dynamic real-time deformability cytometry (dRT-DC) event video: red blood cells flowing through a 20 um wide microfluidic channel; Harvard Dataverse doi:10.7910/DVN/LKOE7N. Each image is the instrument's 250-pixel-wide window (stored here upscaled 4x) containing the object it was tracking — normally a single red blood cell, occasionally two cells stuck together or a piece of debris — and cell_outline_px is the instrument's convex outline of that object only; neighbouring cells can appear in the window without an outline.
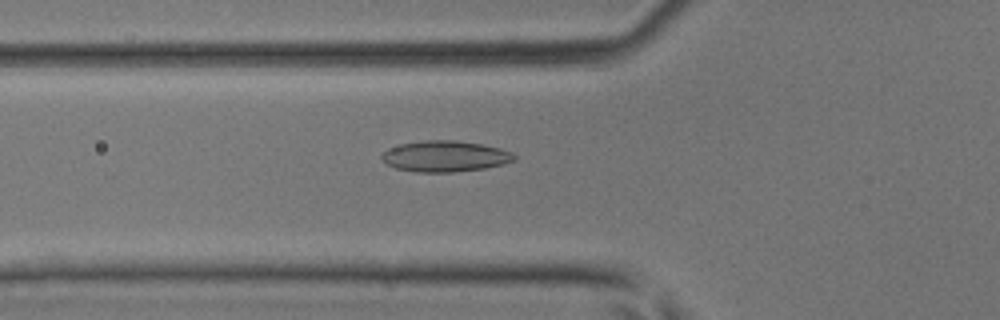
{"species": "common noctule bat (a hibernating species)", "species_latin": "Nyctalus noctula", "temperature_condition": "room temperature", "stored_images_in_passage": 30, "camera_frame_rate_fps": 3000, "um_per_image_px": 0.085, "animal": {"sex": "male", "body_mass_g": 17.9, "forearm_length_mm": 54.2}, "frame": {"image": 1, "passage_image": 2, "time_ms": 0.333, "image_size_px": [1000, 320], "cell_outline_px": [[516, 160], [504, 164], [484, 168], [452, 172], [416, 172], [396, 168], [380, 160], [380, 156], [388, 148], [400, 144], [428, 140], [456, 140], [480, 144], [500, 148], [512, 152], [516, 156]], "centroid_in_image_um": [37.83, 13.28], "position_along_channel_um": 88.0, "area_um2": 23.93}}
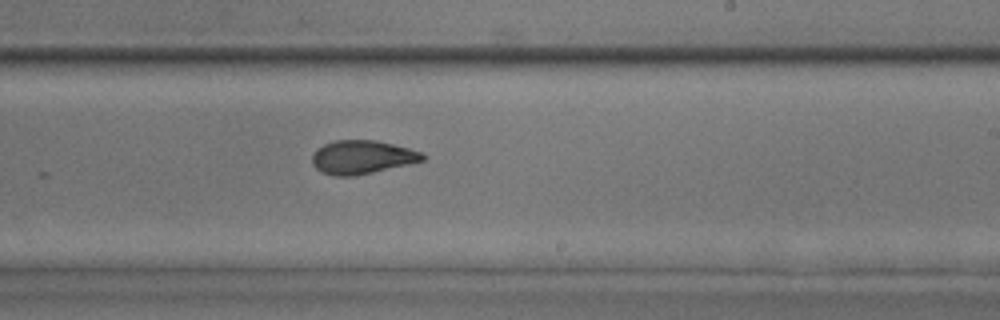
{"frame": {"image": 2, "passage_image": 13, "time_ms": 4.0, "image_size_px": [1000, 320], "cell_outline_px": [[424, 160], [408, 164], [356, 176], [332, 176], [320, 172], [312, 164], [312, 152], [316, 148], [332, 140], [376, 140], [408, 148], [420, 152], [424, 156]], "centroid_in_image_um": [30.69, 13.36], "position_along_channel_um": 258.3, "area_um2": 21.68}}
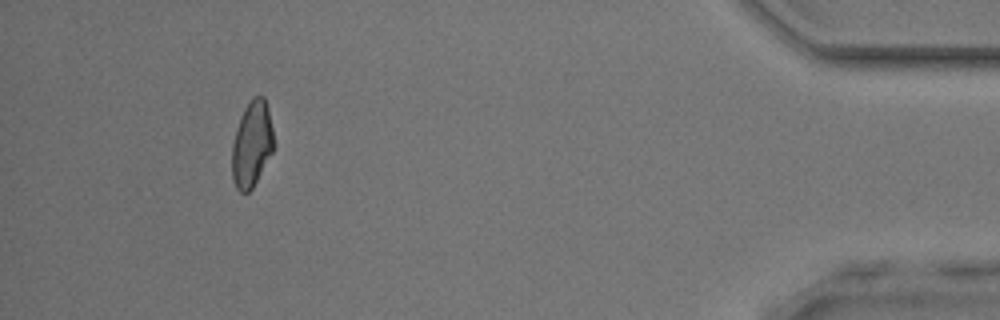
{"frame": {"image": 3, "passage_image": 27, "time_ms": 8.667, "image_size_px": [1000, 320], "cell_outline_px": [[276, 144], [272, 152], [252, 188], [248, 192], [240, 192], [236, 188], [232, 180], [232, 144], [236, 128], [240, 116], [244, 108], [256, 96], [264, 96], [268, 108]], "centroid_in_image_um": [21.41, 12.25], "position_along_channel_um": 413.8, "area_um2": 20.92}}